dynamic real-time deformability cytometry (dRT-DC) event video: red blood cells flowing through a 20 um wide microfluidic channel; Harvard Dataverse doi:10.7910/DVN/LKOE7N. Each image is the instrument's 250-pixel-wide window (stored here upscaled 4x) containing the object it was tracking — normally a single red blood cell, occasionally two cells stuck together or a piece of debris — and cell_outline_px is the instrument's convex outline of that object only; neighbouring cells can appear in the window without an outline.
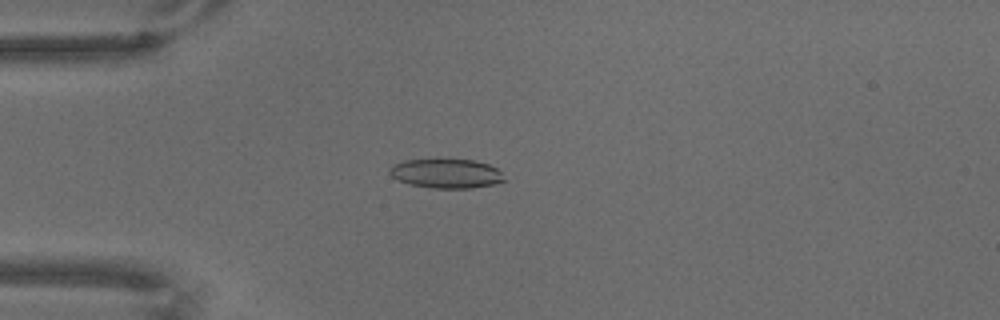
{"species": "common noctule bat (a hibernating species)", "species_latin": "Nyctalus noctula", "temperature_condition": "warm", "stored_images_in_passage": 70, "camera_frame_rate_fps": 3000, "um_per_image_px": 0.085, "animal": {"sex": "male", "body_mass_g": 18.8}, "frame": {"image": 1, "passage_image": 19, "time_ms": 6.0, "image_size_px": [1000, 320], "cell_outline_px": [[504, 180], [492, 184], [472, 188], [432, 188], [408, 184], [392, 176], [388, 172], [388, 168], [392, 164], [404, 160], [476, 160], [488, 164], [496, 168], [500, 172]], "centroid_in_image_um": [37.88, 14.75], "position_along_channel_um": 47.1, "area_um2": 19.36}}
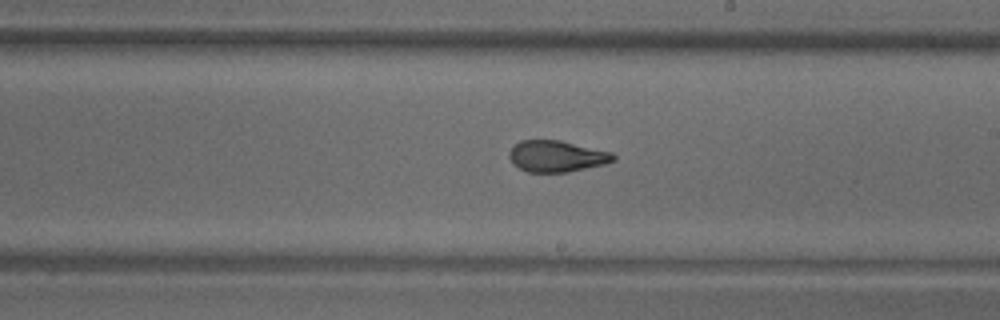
{"frame": {"image": 2, "passage_image": 41, "time_ms": 13.333, "image_size_px": [1000, 320], "cell_outline_px": [[616, 160], [604, 164], [568, 172], [528, 172], [512, 164], [508, 156], [508, 152], [520, 140], [560, 140], [612, 152], [616, 156]], "centroid_in_image_um": [47.31, 13.28], "position_along_channel_um": 241.7, "area_um2": 19.07}}
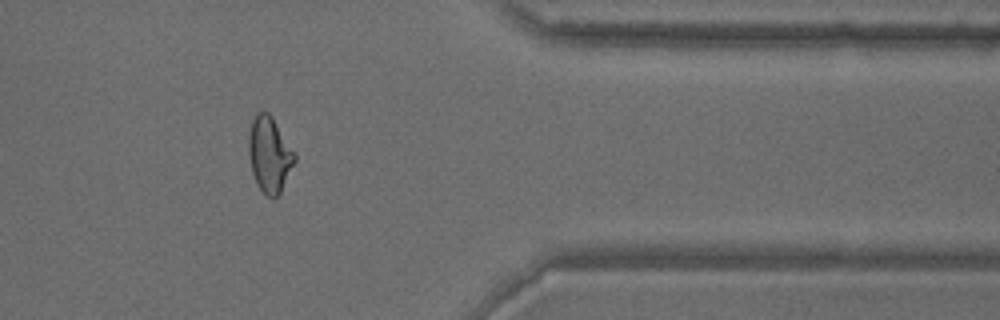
{"frame": {"image": 3, "passage_image": 58, "time_ms": 19.0, "image_size_px": [1000, 320], "cell_outline_px": [[296, 160], [280, 192], [272, 200], [256, 184], [252, 172], [248, 152], [248, 132], [252, 120], [256, 112], [268, 112], [272, 116], [296, 156]], "centroid_in_image_um": [22.88, 13.12], "position_along_channel_um": 388.5, "area_um2": 20.11}}